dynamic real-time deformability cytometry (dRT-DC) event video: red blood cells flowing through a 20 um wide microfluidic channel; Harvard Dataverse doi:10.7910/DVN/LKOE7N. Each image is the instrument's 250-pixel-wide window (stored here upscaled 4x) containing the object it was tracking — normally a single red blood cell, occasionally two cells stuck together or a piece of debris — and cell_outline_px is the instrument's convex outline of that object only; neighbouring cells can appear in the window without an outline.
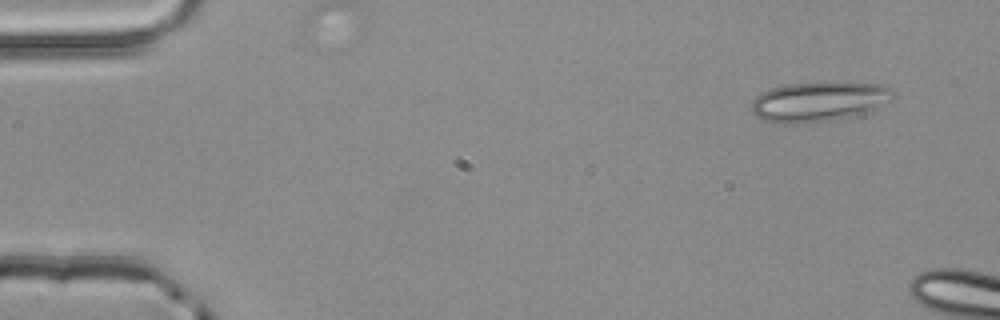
{"species": "common noctule bat (a hibernating species)", "species_latin": "Nyctalus noctula", "temperature_condition": "room temperature", "stored_images_in_passage": 3, "camera_frame_rate_fps": 3000, "um_per_image_px": 0.085, "animal": {"sex": "male", "body_mass_g": 20.4}, "frame": {"image": 1, "passage_image": 1, "time_ms": 0.0, "image_size_px": [1000, 320], "cell_outline_px": [[892, 92], [872, 108], [864, 112], [828, 120], [804, 124], [772, 124], [764, 120], [752, 112], [752, 100], [756, 96], [772, 88], [788, 84], [880, 84], [888, 88]], "centroid_in_image_um": [69.38, 8.68], "position_along_channel_um": 15.6, "area_um2": 31.1}}